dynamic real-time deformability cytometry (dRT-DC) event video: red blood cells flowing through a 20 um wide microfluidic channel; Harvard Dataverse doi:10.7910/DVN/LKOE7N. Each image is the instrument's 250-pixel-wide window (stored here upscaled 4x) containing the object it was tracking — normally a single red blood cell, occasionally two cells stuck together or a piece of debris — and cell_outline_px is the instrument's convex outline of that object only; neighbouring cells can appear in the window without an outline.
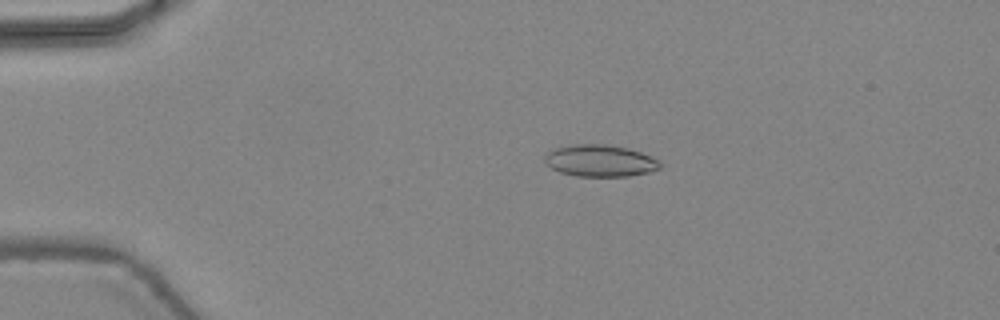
{"species": "common noctule bat (a hibernating species)", "species_latin": "Nyctalus noctula", "temperature_condition": "warm", "stored_images_in_passage": 46, "camera_frame_rate_fps": 3000, "um_per_image_px": 0.085, "animal": {"sex": "female", "body_mass_g": 24.6, "forearm_length_mm": 56.2}, "frame": {"image": 1, "passage_image": 10, "time_ms": 3.0, "image_size_px": [1000, 320], "cell_outline_px": [[660, 168], [648, 172], [628, 176], [576, 176], [560, 172], [544, 164], [544, 156], [548, 152], [556, 148], [576, 144], [604, 144], [628, 148], [640, 152], [660, 160]], "centroid_in_image_um": [50.99, 13.66], "position_along_channel_um": 34.0, "area_um2": 21.33}}
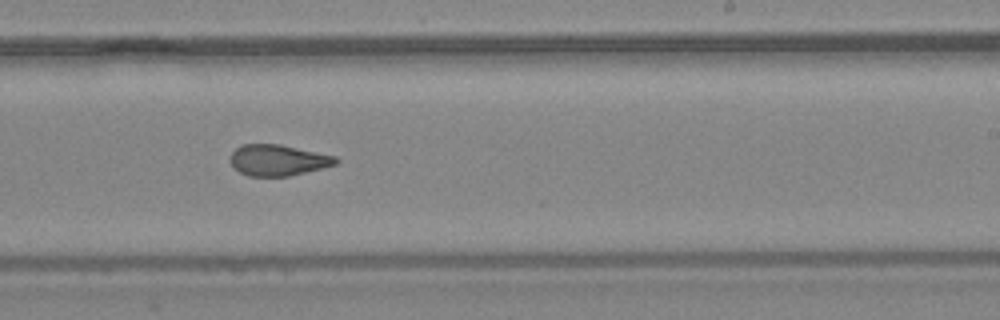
{"frame": {"image": 2, "passage_image": 29, "time_ms": 9.333, "image_size_px": [1000, 320], "cell_outline_px": [[340, 160], [336, 164], [288, 176], [248, 176], [240, 172], [228, 160], [232, 152], [240, 144], [280, 144], [336, 156]], "centroid_in_image_um": [23.6, 13.6], "position_along_channel_um": 265.4, "area_um2": 19.02}}
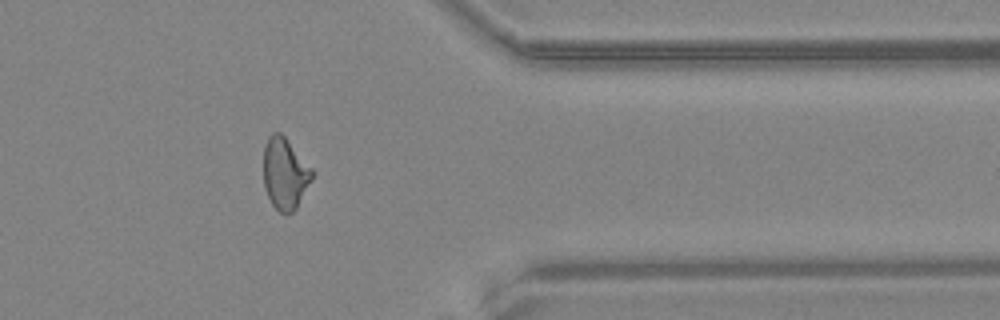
{"frame": {"image": 3, "passage_image": 38, "time_ms": 12.333, "image_size_px": [1000, 320], "cell_outline_px": [[312, 176], [296, 208], [292, 212], [280, 212], [272, 204], [264, 188], [264, 148], [268, 136], [272, 132], [280, 132], [284, 136], [312, 168]], "centroid_in_image_um": [24.19, 14.72], "position_along_channel_um": 387.2, "area_um2": 19.77}, "authors_computed_cell_mechanics": {"area_um2": 20.1144, "velocity_mm_per_s": 4.4979, "shape_relaxation_time_tau1_ms": null, "shape_relaxation_time_tau2_ms": 1.6324, "deformation_change_tau1": null, "deformation_change_tau2": 0.0859}}